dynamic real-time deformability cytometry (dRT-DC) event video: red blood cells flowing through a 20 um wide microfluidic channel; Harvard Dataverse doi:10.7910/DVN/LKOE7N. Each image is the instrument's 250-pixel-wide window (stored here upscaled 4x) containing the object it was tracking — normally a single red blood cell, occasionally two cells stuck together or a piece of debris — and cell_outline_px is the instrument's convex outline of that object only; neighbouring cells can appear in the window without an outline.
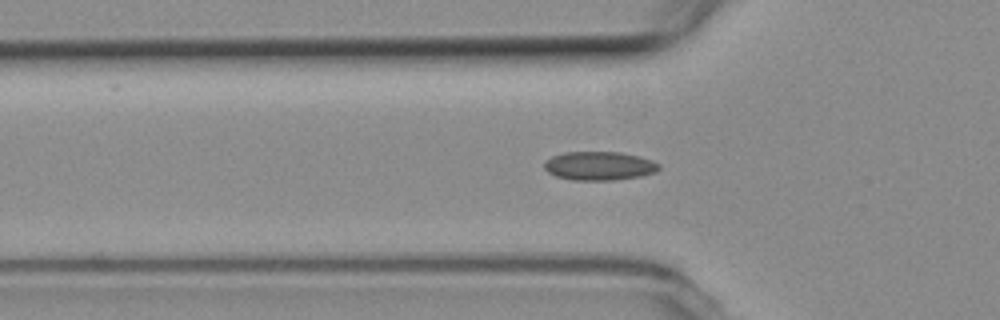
{"species": "common noctule bat (a hibernating species)", "species_latin": "Nyctalus noctula", "temperature_condition": "room temperature", "stored_images_in_passage": 53, "camera_frame_rate_fps": 3000, "um_per_image_px": 0.085, "animal": {"sex": "female", "body_mass_g": 19.3, "forearm_length_mm": 54.1}, "frame": {"image": 1, "passage_image": 16, "time_ms": 5.0, "image_size_px": [1000, 320], "cell_outline_px": [[660, 168], [656, 172], [640, 176], [612, 180], [572, 180], [556, 176], [548, 172], [544, 168], [544, 160], [552, 156], [564, 152], [620, 152], [640, 156], [652, 160], [660, 164]], "centroid_in_image_um": [50.93, 14.09], "position_along_channel_um": 74.9, "area_um2": 19.31}}
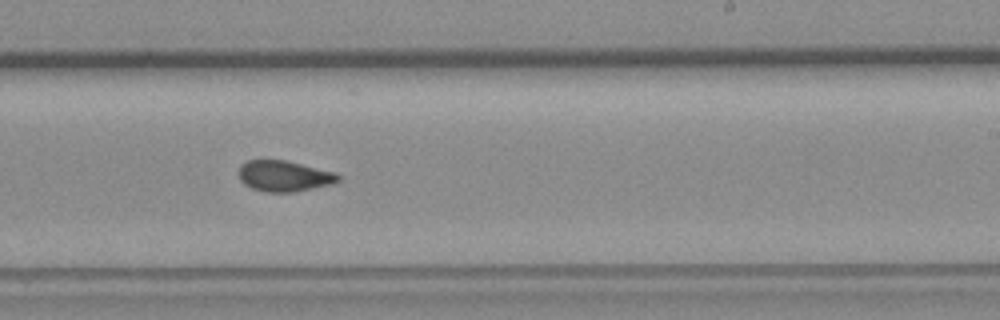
{"frame": {"image": 2, "passage_image": 31, "time_ms": 10.0, "image_size_px": [1000, 320], "cell_outline_px": [[340, 180], [332, 184], [292, 192], [264, 192], [252, 188], [244, 184], [240, 180], [236, 172], [240, 164], [248, 160], [284, 160], [336, 172], [340, 176]], "centroid_in_image_um": [24.1, 14.96], "position_along_channel_um": 264.9, "area_um2": 18.03}}
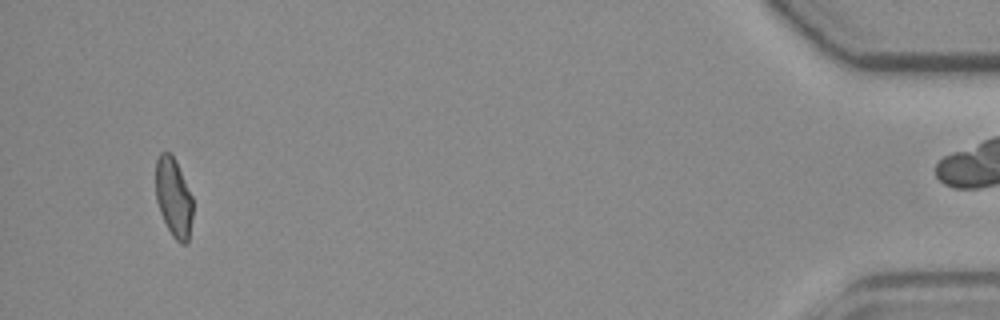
{"frame": {"image": 3, "passage_image": 50, "time_ms": 16.333, "image_size_px": [1000, 320], "cell_outline_px": [[192, 216], [188, 244], [180, 244], [172, 236], [160, 212], [156, 200], [156, 160], [160, 152], [168, 152], [176, 160], [192, 196]], "centroid_in_image_um": [14.76, 16.8], "position_along_channel_um": 420.4, "area_um2": 17.11}, "authors_computed_cell_mechanics": {"area_um2": 18.3226, "velocity_mm_per_s": 3.7885, "shape_relaxation_time_tau1_ms": null, "shape_relaxation_time_tau2_ms": 1.4555, "deformation_change_tau1": null, "deformation_change_tau2": 0.0602}}